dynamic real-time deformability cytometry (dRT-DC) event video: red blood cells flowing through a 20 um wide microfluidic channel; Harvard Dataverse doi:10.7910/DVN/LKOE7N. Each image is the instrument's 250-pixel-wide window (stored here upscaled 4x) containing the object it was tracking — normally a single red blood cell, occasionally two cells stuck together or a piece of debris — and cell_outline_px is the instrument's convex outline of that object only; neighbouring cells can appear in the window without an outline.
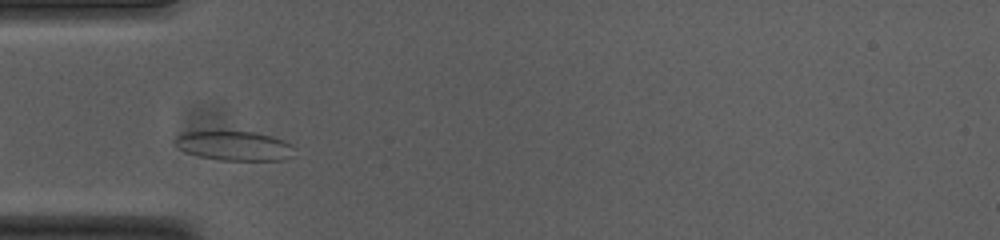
{"species": "common noctule bat (a hibernating species)", "species_latin": "Nyctalus noctula", "temperature_condition": "cold", "stored_images_in_passage": 10, "camera_frame_rate_fps": 3000, "um_per_image_px": 0.085, "animal": {"sex": "female", "body_mass_g": 23.0, "forearm_length_mm": 53.4}, "frame": {"image": 1, "passage_image": 1, "time_ms": 0.0, "image_size_px": [1000, 240], "cell_outline_px": [[292, 144], [288, 156], [284, 160], [220, 160], [200, 156], [188, 152], [180, 148], [172, 140], [176, 136], [184, 132], [216, 128], [220, 128], [256, 132], [272, 136], [284, 140]], "centroid_in_image_um": [19.82, 12.32], "position_along_channel_um": 65.2, "area_um2": 21.1}}
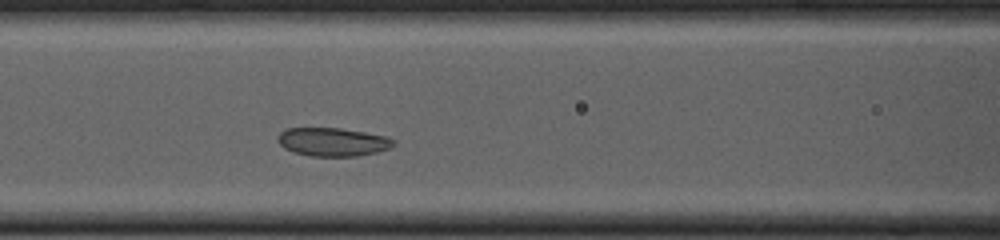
{"frame": {"image": 2, "passage_image": 7, "time_ms": 2.0, "image_size_px": [1000, 240], "cell_outline_px": [[396, 144], [388, 148], [376, 152], [356, 156], [312, 156], [292, 152], [284, 148], [276, 140], [276, 136], [280, 132], [288, 128], [340, 128], [388, 136], [396, 140]], "centroid_in_image_um": [28.27, 12.06], "position_along_channel_um": 138.3, "area_um2": 19.31}}